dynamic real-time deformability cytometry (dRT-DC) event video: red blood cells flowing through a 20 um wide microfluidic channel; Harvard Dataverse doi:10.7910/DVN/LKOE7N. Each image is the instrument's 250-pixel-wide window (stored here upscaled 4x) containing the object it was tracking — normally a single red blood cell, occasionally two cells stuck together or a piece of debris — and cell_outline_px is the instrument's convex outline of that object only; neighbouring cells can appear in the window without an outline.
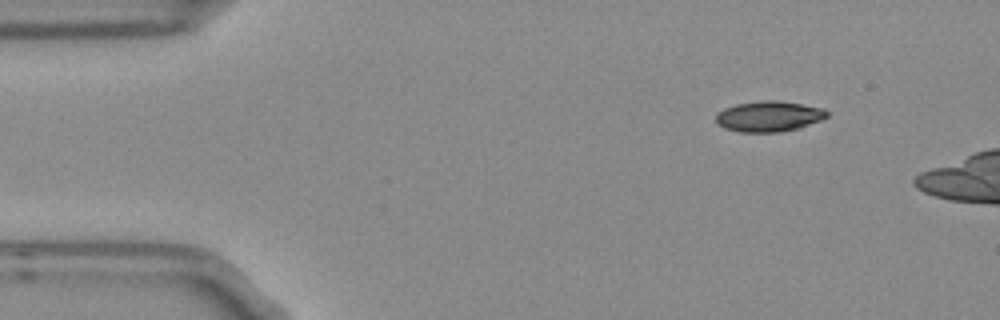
{"species": "Egyptian fruit bat (a non-hibernating species)", "species_latin": "Rousettus aegyptiacus", "temperature_condition": "room temperature", "stored_images_in_passage": 3, "camera_frame_rate_fps": 3000, "um_per_image_px": 0.085, "frame": {"image": 1, "passage_image": 1, "time_ms": 0.0, "image_size_px": [1000, 320], "cell_outline_px": [[828, 116], [820, 120], [800, 128], [776, 132], [740, 132], [724, 128], [716, 124], [716, 112], [724, 108], [736, 104], [764, 100], [780, 100], [824, 108], [828, 112]], "centroid_in_image_um": [65.33, 9.88], "position_along_channel_um": 19.7, "area_um2": 19.94}}